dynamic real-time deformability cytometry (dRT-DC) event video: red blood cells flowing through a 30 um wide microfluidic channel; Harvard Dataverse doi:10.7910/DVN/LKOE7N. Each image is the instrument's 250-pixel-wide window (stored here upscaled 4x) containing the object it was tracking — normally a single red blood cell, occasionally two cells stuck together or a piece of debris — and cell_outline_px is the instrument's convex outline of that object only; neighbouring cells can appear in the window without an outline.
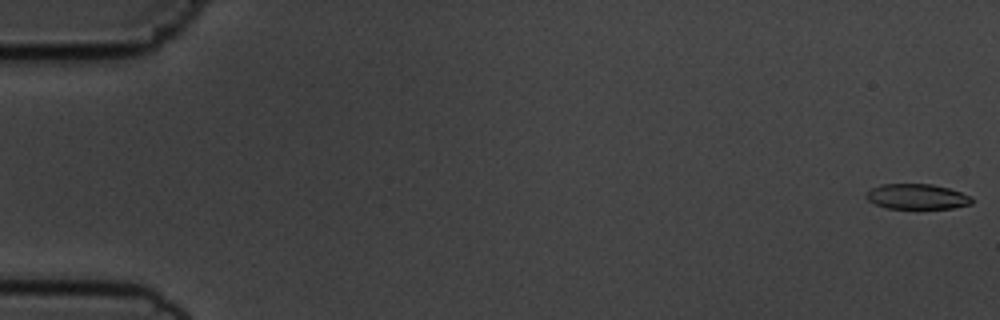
{"species": "common noctule bat (a hibernating species)", "species_latin": "Nyctalus noctula", "temperature_condition": "cold", "stored_images_in_passage": 56, "camera_frame_rate_fps": 3000, "um_per_image_px": 0.085, "animal": {"sex": "male", "body_mass_g": 19.5, "forearm_length_mm": 54.6}, "frame": {"image": 1, "passage_image": 1, "time_ms": 0.0, "image_size_px": [1000, 320], "cell_outline_px": [[972, 204], [952, 208], [884, 208], [868, 200], [864, 196], [872, 188], [880, 184], [932, 184], [948, 188], [972, 196]], "centroid_in_image_um": [77.94, 16.71], "position_along_channel_um": 7.1, "area_um2": 15.49}}
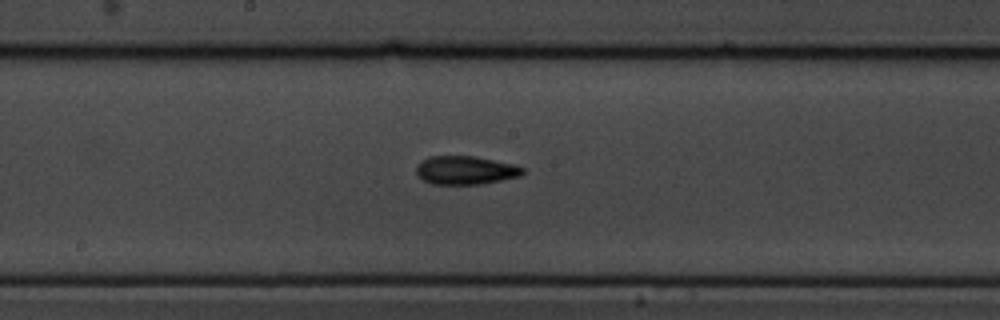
{"frame": {"image": 2, "passage_image": 30, "time_ms": 9.667, "image_size_px": [1000, 320], "cell_outline_px": [[524, 172], [520, 176], [480, 184], [432, 184], [424, 180], [416, 172], [416, 168], [420, 160], [428, 156], [472, 156], [512, 164], [524, 168]], "centroid_in_image_um": [39.53, 14.46], "position_along_channel_um": 208.7, "area_um2": 17.46}}
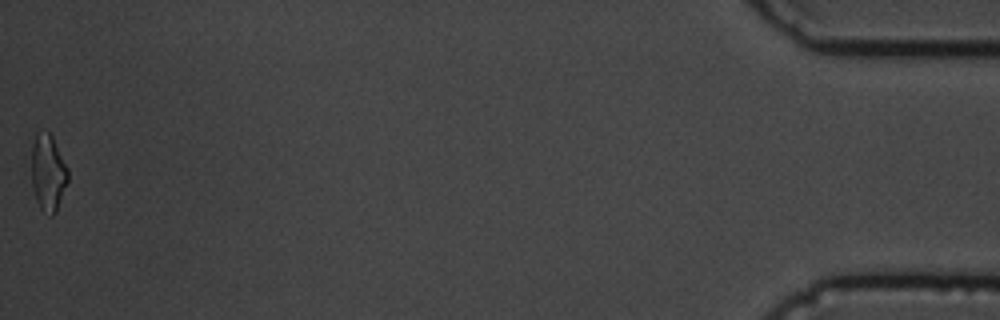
{"frame": {"image": 3, "passage_image": 56, "time_ms": 18.333, "image_size_px": [1000, 320], "cell_outline_px": [[68, 180], [56, 212], [52, 216], [48, 216], [40, 208], [36, 200], [32, 188], [24, 160], [36, 132], [48, 132], [52, 136], [68, 168]], "centroid_in_image_um": [3.96, 14.63], "position_along_channel_um": 431.2, "area_um2": 17.69}, "authors_computed_cell_mechanics": {"area_um2": 16.9643, "velocity_mm_per_s": 3.6377, "shape_relaxation_time_tau1_ms": 7.3769, "shape_relaxation_time_tau2_ms": 1.883, "deformation_change_tau1": 0.2005, "deformation_change_tau2": 0.0815}}